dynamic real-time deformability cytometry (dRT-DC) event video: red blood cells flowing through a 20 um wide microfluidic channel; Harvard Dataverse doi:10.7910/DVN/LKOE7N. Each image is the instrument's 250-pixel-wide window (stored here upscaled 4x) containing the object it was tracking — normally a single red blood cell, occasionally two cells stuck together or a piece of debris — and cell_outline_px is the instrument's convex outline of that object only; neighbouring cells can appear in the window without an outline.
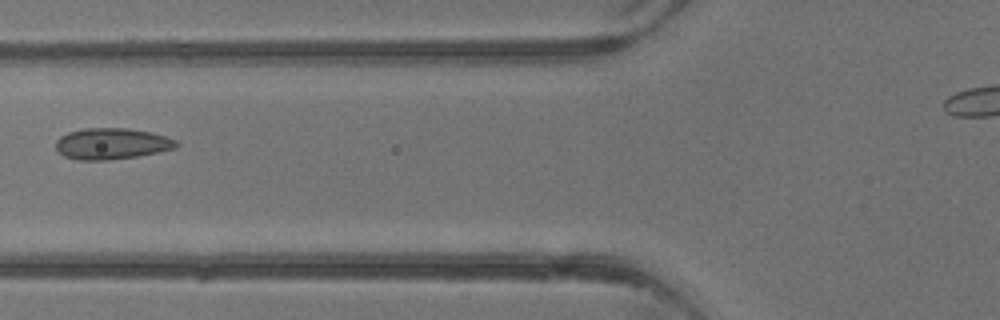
{"species": "common noctule bat (a hibernating species)", "species_latin": "Nyctalus noctula", "temperature_condition": "warm", "stored_images_in_passage": 4, "camera_frame_rate_fps": 3000, "um_per_image_px": 0.085, "animal": {"sex": "male", "body_mass_g": 13.3}, "frame": {"image": 1, "passage_image": 4, "time_ms": 4.333, "image_size_px": [1000, 320], "cell_outline_px": [[180, 144], [176, 148], [136, 156], [108, 160], [80, 160], [64, 156], [56, 148], [56, 140], [60, 136], [68, 132], [84, 128], [128, 128], [152, 132], [176, 140]], "centroid_in_image_um": [9.49, 12.2], "position_along_channel_um": 116.3, "area_um2": 21.85}}